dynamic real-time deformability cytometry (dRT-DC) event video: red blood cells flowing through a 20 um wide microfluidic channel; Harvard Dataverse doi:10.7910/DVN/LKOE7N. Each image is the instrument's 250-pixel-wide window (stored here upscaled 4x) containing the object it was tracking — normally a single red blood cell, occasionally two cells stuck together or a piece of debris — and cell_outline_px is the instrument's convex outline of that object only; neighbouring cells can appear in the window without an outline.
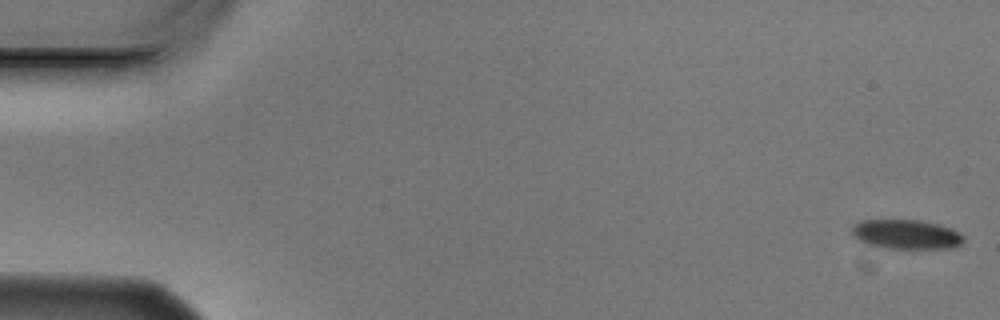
{"species": "Egyptian fruit bat (a non-hibernating species)", "species_latin": "Rousettus aegyptiacus", "temperature_condition": "cold", "stored_images_in_passage": 5, "camera_frame_rate_fps": 3000, "um_per_image_px": 0.085, "animal": {"sex": "male"}, "frame": {"image": 1, "passage_image": 1, "time_ms": 0.0, "image_size_px": [1000, 320], "cell_outline_px": [[964, 240], [960, 244], [952, 248], [880, 248], [868, 244], [852, 236], [852, 224], [860, 220], [920, 220], [940, 224], [960, 232], [964, 236]], "centroid_in_image_um": [77.02, 19.91], "position_along_channel_um": 8.0, "area_um2": 19.31}}
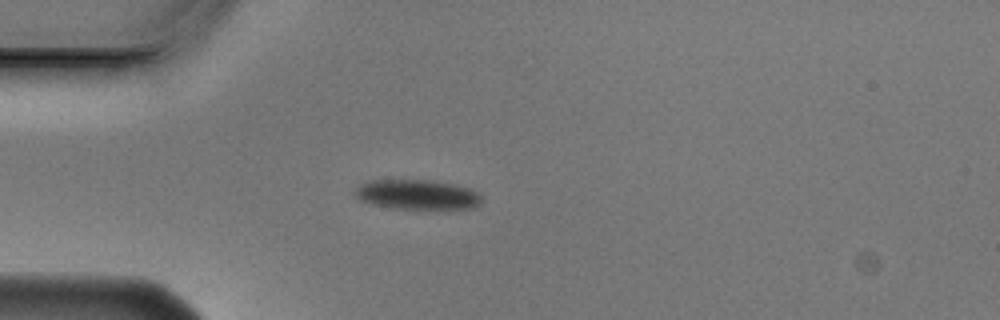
{"frame": {"image": 2, "passage_image": 5, "time_ms": 1.333, "image_size_px": [1000, 320], "cell_outline_px": [[480, 204], [476, 208], [392, 208], [376, 204], [364, 200], [356, 196], [356, 188], [360, 184], [368, 180], [432, 180], [452, 184], [468, 188], [476, 192], [480, 196]], "centroid_in_image_um": [35.48, 16.52], "position_along_channel_um": 49.5, "area_um2": 21.44}}